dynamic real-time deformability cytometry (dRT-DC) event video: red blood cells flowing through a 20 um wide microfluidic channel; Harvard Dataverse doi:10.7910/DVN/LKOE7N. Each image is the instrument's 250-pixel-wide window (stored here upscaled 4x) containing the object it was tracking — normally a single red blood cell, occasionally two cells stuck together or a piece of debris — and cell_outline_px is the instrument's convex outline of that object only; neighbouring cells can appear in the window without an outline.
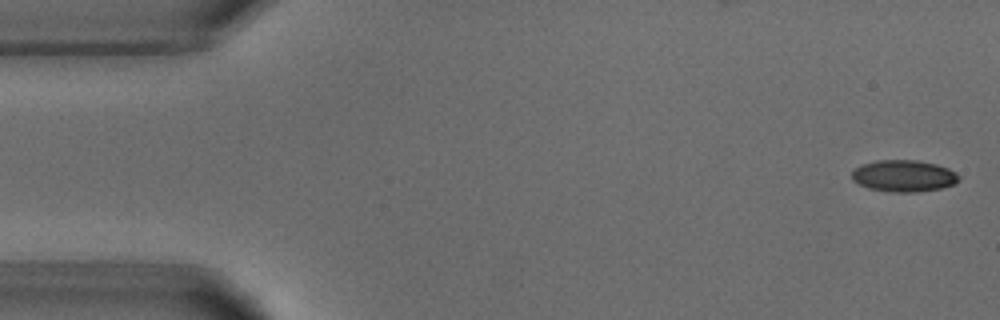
{"species": "common noctule bat (a hibernating species)", "species_latin": "Nyctalus noctula", "temperature_condition": "warm", "stored_images_in_passage": 7, "camera_frame_rate_fps": 3000, "um_per_image_px": 0.085, "animal": {"sex": "male", "body_mass_g": 18.8}, "frame": {"image": 1, "passage_image": 1, "time_ms": 0.0, "image_size_px": [1000, 320], "cell_outline_px": [[960, 180], [952, 184], [940, 188], [916, 192], [888, 192], [868, 188], [852, 180], [852, 172], [860, 164], [876, 160], [916, 160], [936, 164], [948, 168], [956, 172], [960, 176]], "centroid_in_image_um": [76.81, 14.95], "position_along_channel_um": 8.2, "area_um2": 19.83}}
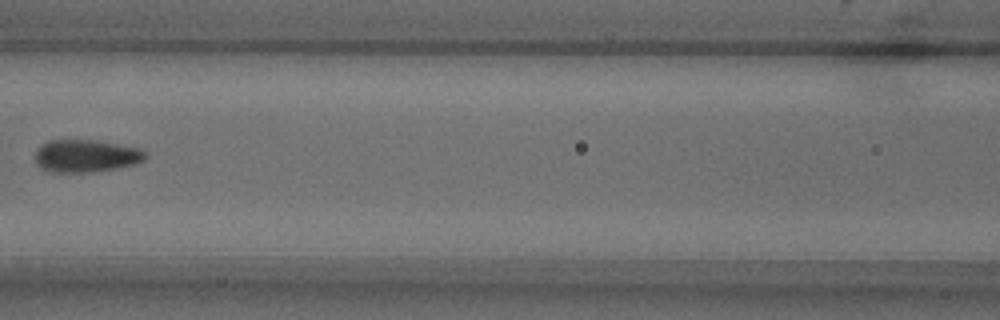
{"frame": {"image": 2, "passage_image": 6, "time_ms": 7.0, "image_size_px": [1000, 320], "cell_outline_px": [[148, 156], [144, 160], [136, 164], [116, 168], [92, 172], [48, 172], [40, 168], [36, 164], [36, 148], [48, 140], [92, 140], [140, 148], [148, 152]], "centroid_in_image_um": [7.31, 13.26], "position_along_channel_um": 159.3, "area_um2": 21.1}}
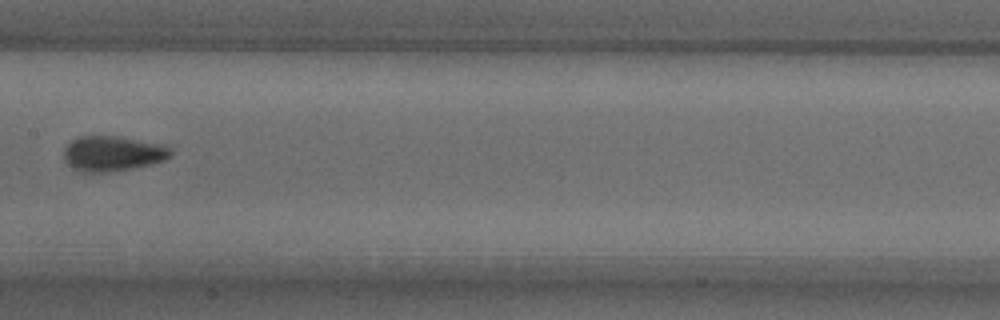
{"frame": {"image": 3, "passage_image": 7, "time_ms": 8.0, "image_size_px": [1000, 320], "cell_outline_px": [[172, 156], [164, 160], [152, 164], [132, 168], [104, 172], [80, 172], [72, 168], [64, 160], [64, 148], [76, 136], [116, 136], [164, 144], [172, 148]], "centroid_in_image_um": [9.59, 13.04], "position_along_channel_um": 197.8, "area_um2": 22.08}}